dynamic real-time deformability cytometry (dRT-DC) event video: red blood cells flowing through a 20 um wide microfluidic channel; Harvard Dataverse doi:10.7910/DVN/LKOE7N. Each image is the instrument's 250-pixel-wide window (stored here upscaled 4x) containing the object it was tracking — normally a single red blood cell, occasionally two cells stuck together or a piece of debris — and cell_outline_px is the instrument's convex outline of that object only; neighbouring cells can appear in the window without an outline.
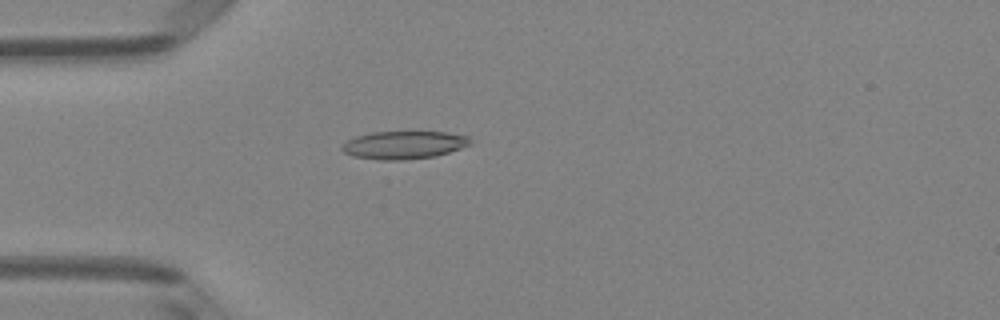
{"species": "Egyptian fruit bat (a non-hibernating species)", "species_latin": "Rousettus aegyptiacus", "temperature_condition": "room temperature", "stored_images_in_passage": 50, "camera_frame_rate_fps": 3000, "um_per_image_px": 0.085, "animal": {"sex": "female"}, "frame": {"image": 1, "passage_image": 14, "time_ms": 4.333, "image_size_px": [1000, 320], "cell_outline_px": [[472, 144], [436, 156], [404, 160], [380, 160], [352, 156], [344, 152], [340, 148], [348, 140], [356, 136], [372, 132], [444, 132], [468, 136], [472, 140]], "centroid_in_image_um": [34.33, 12.32], "position_along_channel_um": 50.7, "area_um2": 20.81}}
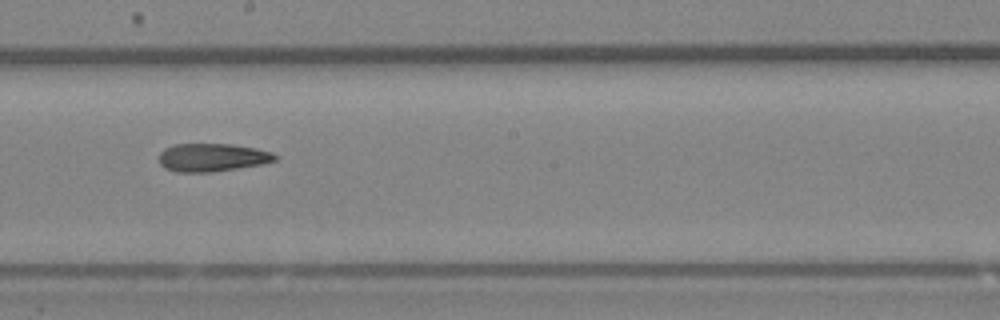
{"frame": {"image": 2, "passage_image": 28, "time_ms": 9.0, "image_size_px": [1000, 320], "cell_outline_px": [[276, 160], [264, 164], [212, 172], [176, 172], [164, 168], [160, 164], [160, 152], [164, 148], [176, 144], [232, 144], [256, 148], [272, 152], [276, 156]], "centroid_in_image_um": [18.04, 13.38], "position_along_channel_um": 230.2, "area_um2": 19.07}}
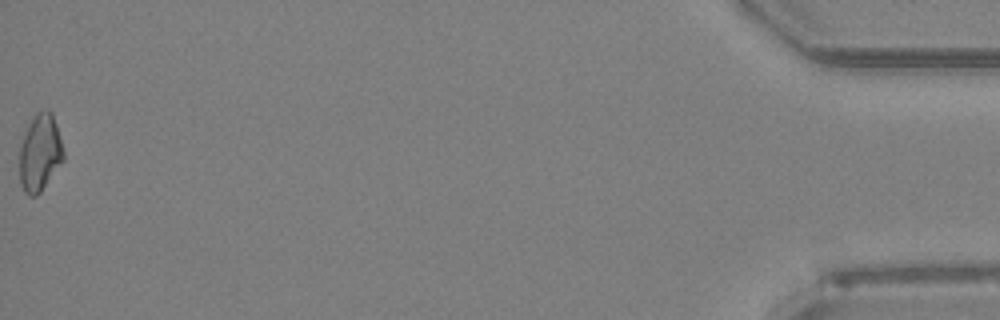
{"frame": {"image": 3, "passage_image": 50, "time_ms": 16.333, "image_size_px": [1000, 320], "cell_outline_px": [[64, 160], [40, 192], [36, 196], [28, 196], [24, 192], [20, 184], [20, 148], [24, 132], [36, 112], [44, 108], [48, 108], [52, 112], [56, 124], [64, 152]], "centroid_in_image_um": [3.39, 12.97], "position_along_channel_um": 431.8, "area_um2": 19.83}}